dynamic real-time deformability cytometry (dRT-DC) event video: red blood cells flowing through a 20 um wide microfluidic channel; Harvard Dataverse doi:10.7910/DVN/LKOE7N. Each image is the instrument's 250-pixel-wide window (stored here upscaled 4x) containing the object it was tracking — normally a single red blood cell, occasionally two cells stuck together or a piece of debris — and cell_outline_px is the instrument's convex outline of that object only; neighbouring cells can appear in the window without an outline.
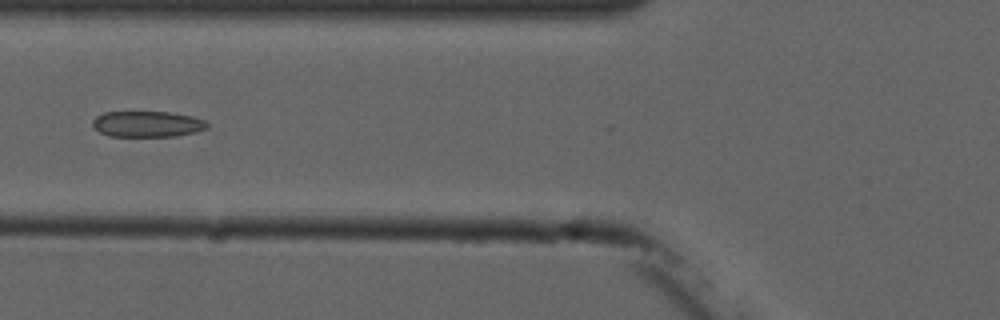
{"species": "common noctule bat (a hibernating species)", "species_latin": "Nyctalus noctula", "temperature_condition": "cold", "stored_images_in_passage": 8, "camera_frame_rate_fps": 3000, "um_per_image_px": 0.085, "animal": {"sex": "male", "forearm_length_mm": 52.5}, "frame": {"image": 1, "passage_image": 5, "time_ms": 4.667, "image_size_px": [1000, 320], "cell_outline_px": [[208, 128], [196, 132], [176, 136], [108, 136], [100, 132], [92, 124], [92, 120], [96, 116], [104, 112], [168, 112], [192, 116], [204, 120], [208, 124]], "centroid_in_image_um": [12.53, 10.54], "position_along_channel_um": 113.3, "area_um2": 17.28}}
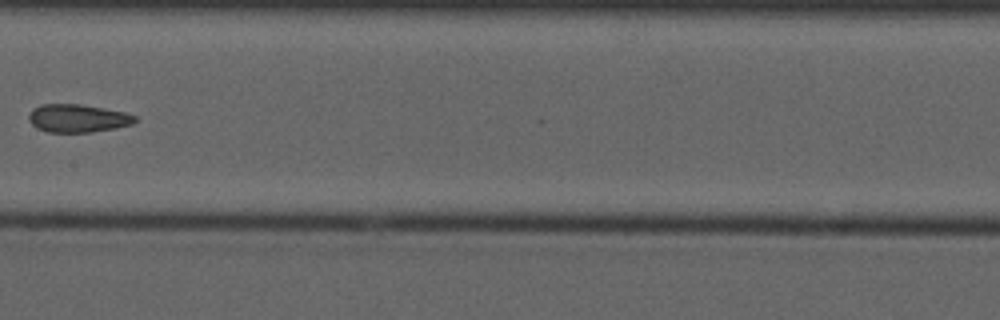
{"frame": {"image": 2, "passage_image": 7, "time_ms": 7.0, "image_size_px": [1000, 320], "cell_outline_px": [[136, 120], [132, 124], [116, 128], [92, 132], [48, 132], [36, 128], [28, 120], [28, 116], [32, 108], [40, 104], [80, 104], [124, 112], [136, 116]], "centroid_in_image_um": [6.57, 10.05], "position_along_channel_um": 200.8, "area_um2": 17.4}}
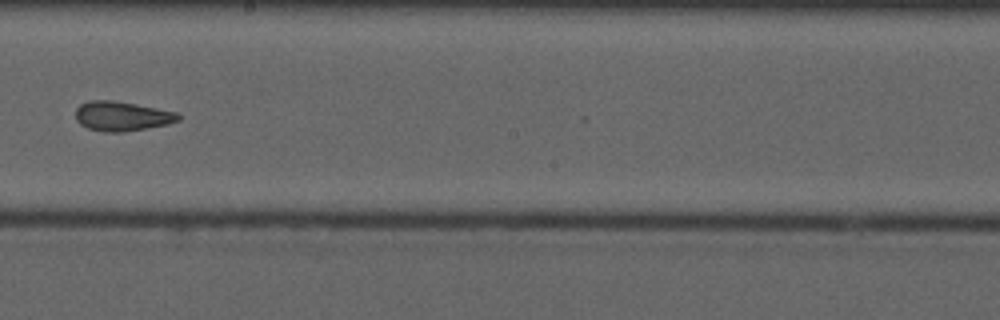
{"frame": {"image": 3, "passage_image": 8, "time_ms": 8.0, "image_size_px": [1000, 320], "cell_outline_px": [[180, 120], [168, 124], [124, 132], [104, 132], [88, 128], [80, 124], [76, 120], [76, 108], [80, 104], [88, 100], [112, 100], [136, 104], [176, 112], [180, 116]], "centroid_in_image_um": [10.34, 9.87], "position_along_channel_um": 237.9, "area_um2": 17.69}}